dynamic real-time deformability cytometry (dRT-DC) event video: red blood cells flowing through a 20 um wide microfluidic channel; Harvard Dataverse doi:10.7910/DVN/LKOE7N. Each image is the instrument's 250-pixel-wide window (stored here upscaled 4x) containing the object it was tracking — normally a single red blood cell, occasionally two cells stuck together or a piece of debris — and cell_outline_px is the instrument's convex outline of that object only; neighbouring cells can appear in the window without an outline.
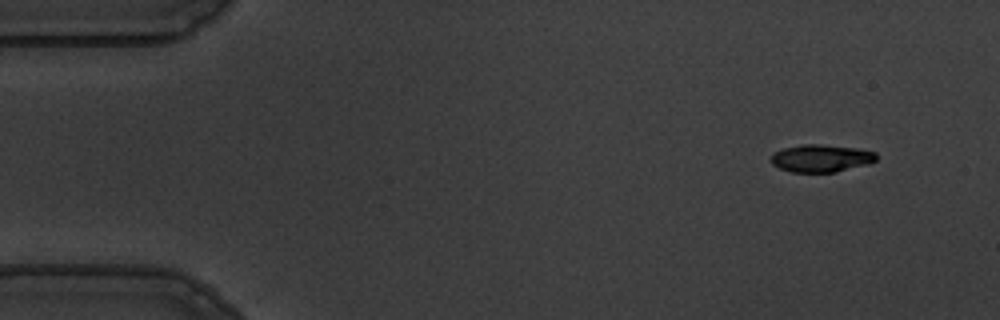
{"species": "common noctule bat (a hibernating species)", "species_latin": "Nyctalus noctula", "temperature_condition": "warm", "stored_images_in_passage": 51, "camera_frame_rate_fps": 3000, "um_per_image_px": 0.085, "animal": {"sex": "male", "body_mass_g": 19.5, "forearm_length_mm": 54.6}, "frame": {"image": 1, "passage_image": 1, "time_ms": 0.0, "image_size_px": [1000, 320], "cell_outline_px": [[876, 160], [868, 164], [836, 172], [792, 172], [780, 168], [772, 164], [772, 152], [784, 148], [804, 144], [820, 144], [860, 148], [876, 152]], "centroid_in_image_um": [69.81, 13.44], "position_along_channel_um": 15.2, "area_um2": 16.94}}
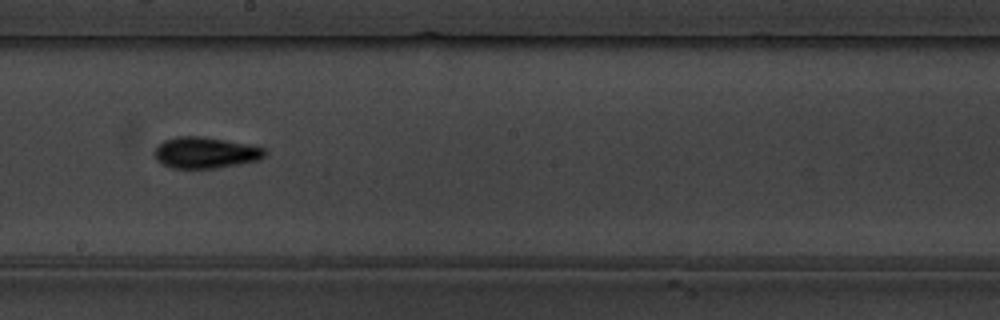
{"frame": {"image": 2, "passage_image": 27, "time_ms": 8.667, "image_size_px": [1000, 320], "cell_outline_px": [[268, 152], [260, 160], [216, 168], [172, 168], [156, 160], [152, 152], [156, 144], [164, 140], [176, 136], [204, 136], [248, 144], [264, 148]], "centroid_in_image_um": [17.42, 12.96], "position_along_channel_um": 230.8, "area_um2": 20.35}}
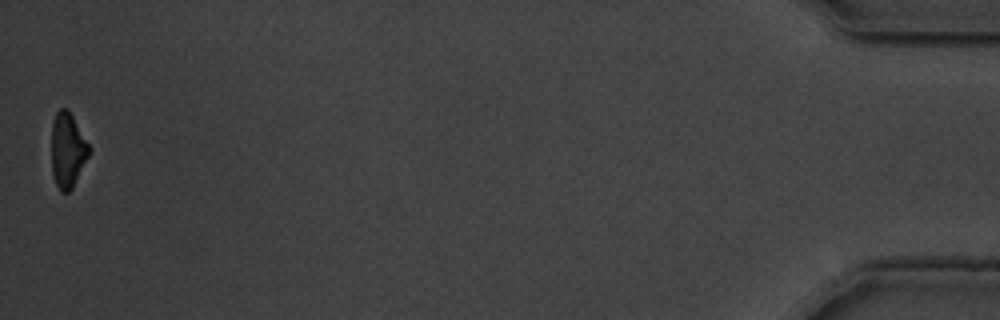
{"frame": {"image": 3, "passage_image": 51, "time_ms": 16.667, "image_size_px": [1000, 320], "cell_outline_px": [[92, 148], [72, 188], [68, 192], [60, 192], [56, 184], [52, 172], [52, 120], [56, 112], [60, 108], [68, 108]], "centroid_in_image_um": [5.75, 12.73], "position_along_channel_um": 429.4, "area_um2": 16.47}, "authors_computed_cell_mechanics": {"area_um2": 18.3226, "velocity_mm_per_s": 3.677, "shape_relaxation_time_tau1_ms": 3.116, "shape_relaxation_time_tau2_ms": 3.3105, "deformation_change_tau1": 0.1457, "deformation_change_tau2": 0.0989}}